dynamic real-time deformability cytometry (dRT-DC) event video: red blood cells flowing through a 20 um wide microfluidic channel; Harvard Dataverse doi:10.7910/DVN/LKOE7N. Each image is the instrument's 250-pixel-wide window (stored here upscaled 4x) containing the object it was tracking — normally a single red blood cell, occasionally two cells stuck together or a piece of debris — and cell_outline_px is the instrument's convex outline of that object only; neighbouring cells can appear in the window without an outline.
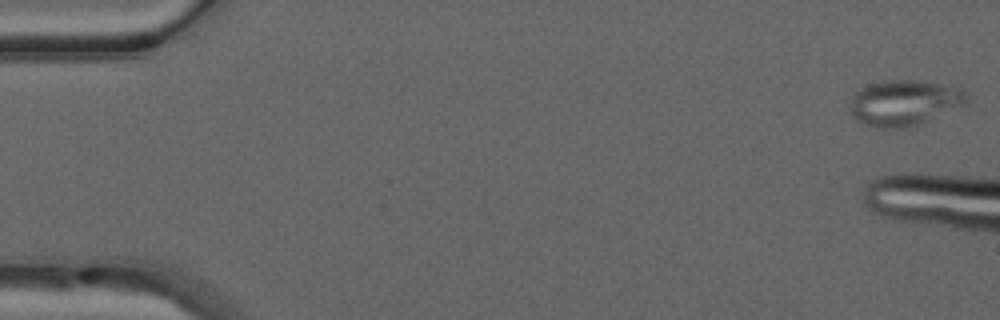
{"species": "common noctule bat (a hibernating species)", "species_latin": "Nyctalus noctula", "temperature_condition": "warm", "stored_images_in_passage": 7, "camera_frame_rate_fps": 3000, "um_per_image_px": 0.085, "animal": {"sex": "male", "forearm_length_mm": 52.5}, "frame": {"image": 1, "passage_image": 1, "time_ms": 0.0, "image_size_px": [1000, 320], "cell_outline_px": [[972, 96], [968, 104], [924, 124], [908, 128], [876, 128], [860, 124], [852, 116], [848, 108], [848, 104], [852, 96], [860, 88], [868, 84], [884, 80], [920, 80], [944, 84], [960, 88], [968, 92]], "centroid_in_image_um": [76.91, 8.76], "position_along_channel_um": 8.1, "area_um2": 32.48}}